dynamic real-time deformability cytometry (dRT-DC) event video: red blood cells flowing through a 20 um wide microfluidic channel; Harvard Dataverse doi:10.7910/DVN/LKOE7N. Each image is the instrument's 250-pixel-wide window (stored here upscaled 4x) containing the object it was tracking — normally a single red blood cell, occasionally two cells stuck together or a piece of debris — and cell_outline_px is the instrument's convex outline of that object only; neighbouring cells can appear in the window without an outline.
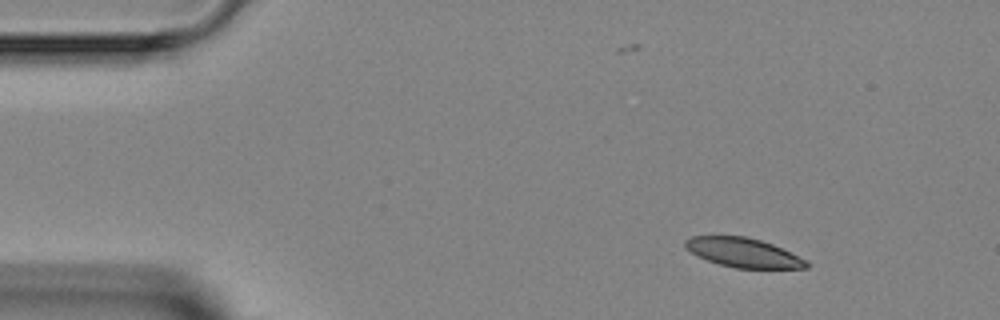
{"species": "Egyptian fruit bat (a non-hibernating species)", "species_latin": "Rousettus aegyptiacus", "temperature_condition": "room temperature", "stored_images_in_passage": 3, "camera_frame_rate_fps": 3000, "um_per_image_px": 0.085, "animal": {"sex": "female"}, "frame": {"image": 1, "passage_image": 1, "time_ms": 0.0, "image_size_px": [1000, 320], "cell_outline_px": [[812, 264], [808, 268], [736, 268], [720, 264], [696, 256], [684, 244], [684, 240], [692, 236], [748, 236], [772, 244], [808, 260]], "centroid_in_image_um": [63.22, 21.47], "position_along_channel_um": 21.8, "area_um2": 20.63}}